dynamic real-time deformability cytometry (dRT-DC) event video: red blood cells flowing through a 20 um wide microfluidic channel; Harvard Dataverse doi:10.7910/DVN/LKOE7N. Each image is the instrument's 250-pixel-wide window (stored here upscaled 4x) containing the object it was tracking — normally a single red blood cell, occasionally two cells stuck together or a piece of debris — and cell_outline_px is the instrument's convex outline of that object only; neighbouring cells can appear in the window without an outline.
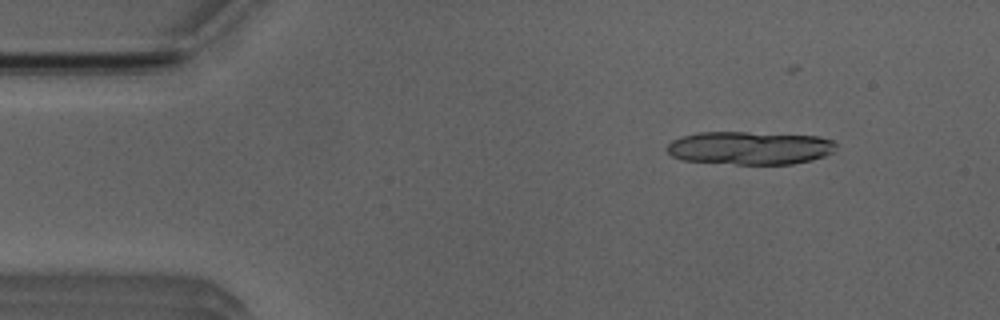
{"species": "Egyptian fruit bat (a non-hibernating species)", "species_latin": "Rousettus aegyptiacus", "temperature_condition": "room temperature", "stored_images_in_passage": 13, "camera_frame_rate_fps": 3000, "um_per_image_px": 0.085, "animal": {"sex": "male"}, "frame": {"image": 1, "passage_image": 6, "time_ms": 1.667, "image_size_px": [1000, 320], "cell_outline_px": [[836, 148], [832, 152], [824, 156], [812, 160], [792, 164], [736, 164], [684, 160], [672, 156], [664, 148], [672, 140], [680, 136], [700, 132], [748, 132], [820, 136], [832, 140], [836, 144]], "centroid_in_image_um": [63.72, 12.57], "position_along_channel_um": 21.3, "area_um2": 32.83}}